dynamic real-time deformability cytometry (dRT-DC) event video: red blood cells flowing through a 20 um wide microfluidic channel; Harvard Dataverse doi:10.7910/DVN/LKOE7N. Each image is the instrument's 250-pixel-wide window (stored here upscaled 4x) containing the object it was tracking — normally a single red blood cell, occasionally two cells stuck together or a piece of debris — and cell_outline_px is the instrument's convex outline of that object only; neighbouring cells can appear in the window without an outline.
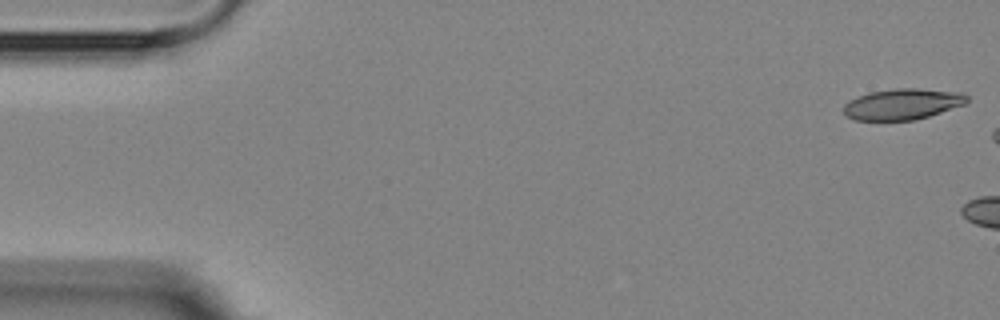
{"species": "Egyptian fruit bat (a non-hibernating species)", "species_latin": "Rousettus aegyptiacus", "temperature_condition": "room temperature", "stored_images_in_passage": 3, "camera_frame_rate_fps": 3000, "um_per_image_px": 0.085, "animal": {"sex": "female"}, "frame": {"image": 1, "passage_image": 1, "time_ms": 0.0, "image_size_px": [1000, 320], "cell_outline_px": [[968, 100], [964, 104], [916, 120], [852, 120], [844, 112], [844, 104], [848, 100], [868, 92], [896, 88], [916, 88], [960, 92], [968, 96]], "centroid_in_image_um": [76.68, 8.84], "position_along_channel_um": 8.3, "area_um2": 22.2}}